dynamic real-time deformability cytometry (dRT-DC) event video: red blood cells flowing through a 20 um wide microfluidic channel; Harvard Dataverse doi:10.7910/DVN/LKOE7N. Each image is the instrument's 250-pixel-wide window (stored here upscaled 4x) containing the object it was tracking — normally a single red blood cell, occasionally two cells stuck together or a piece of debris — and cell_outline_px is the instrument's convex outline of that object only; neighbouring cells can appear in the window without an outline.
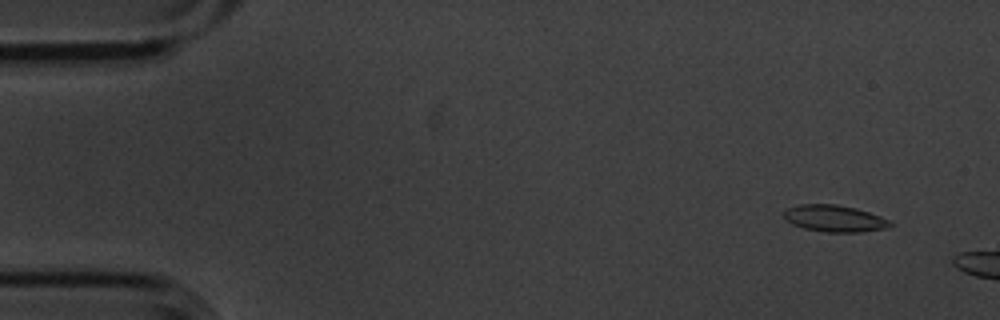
{"species": "common noctule bat (a hibernating species)", "species_latin": "Nyctalus noctula", "temperature_condition": "cold", "stored_images_in_passage": 3, "camera_frame_rate_fps": 3000, "um_per_image_px": 0.085, "animal": {"sex": "male", "body_mass_g": 20.1, "forearm_length_mm": 53.5}, "frame": {"image": 1, "passage_image": 1, "time_ms": 0.0, "image_size_px": [1000, 320], "cell_outline_px": [[892, 224], [888, 228], [860, 232], [828, 232], [804, 228], [792, 224], [784, 216], [784, 212], [788, 208], [800, 204], [836, 204], [856, 208], [880, 216], [888, 220]], "centroid_in_image_um": [70.94, 18.57], "position_along_channel_um": 14.1, "area_um2": 16.36}}